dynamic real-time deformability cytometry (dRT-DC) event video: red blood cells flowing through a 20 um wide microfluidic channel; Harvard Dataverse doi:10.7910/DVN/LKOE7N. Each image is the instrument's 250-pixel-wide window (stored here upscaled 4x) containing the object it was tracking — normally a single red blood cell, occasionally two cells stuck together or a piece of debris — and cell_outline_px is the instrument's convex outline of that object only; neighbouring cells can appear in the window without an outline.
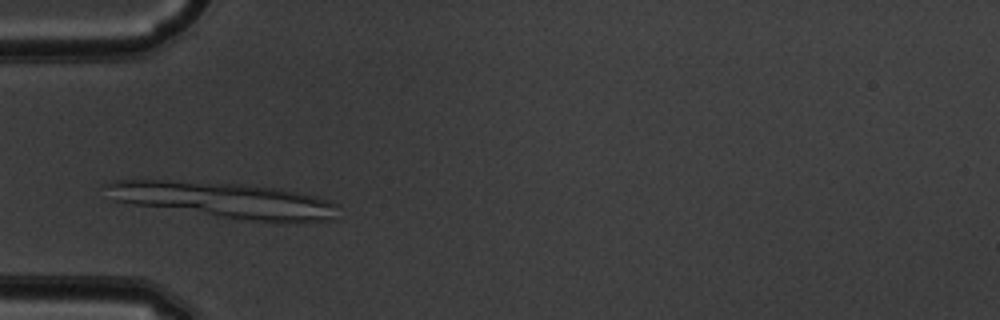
{"species": "common noctule bat (a hibernating species)", "species_latin": "Nyctalus noctula", "temperature_condition": "warm", "stored_images_in_passage": 39, "camera_frame_rate_fps": 3000, "um_per_image_px": 0.085, "animal": {"sex": "male", "body_mass_g": 19.5, "forearm_length_mm": 54.6}, "frame": {"image": 1, "passage_image": 5, "time_ms": 1.333, "image_size_px": [1000, 320], "cell_outline_px": [[336, 220], [244, 220], [136, 204], [116, 200], [100, 184], [112, 180], [168, 180], [244, 184], [280, 188], [300, 192], [316, 196], [328, 200], [336, 204]], "centroid_in_image_um": [19.02, 16.97], "position_along_channel_um": 66.0, "area_um2": 47.4}}
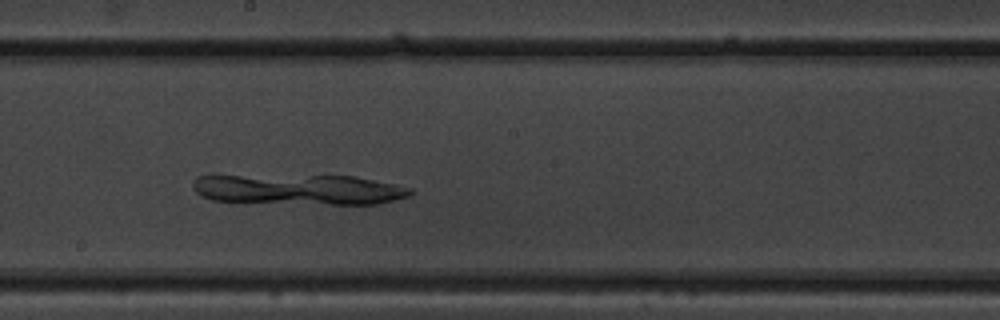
{"frame": {"image": 2, "passage_image": 17, "time_ms": 5.333, "image_size_px": [1000, 320], "cell_outline_px": [[416, 192], [408, 196], [380, 204], [332, 204], [212, 200], [200, 196], [192, 188], [192, 180], [196, 176], [212, 172], [352, 176], [396, 184], [412, 188]], "centroid_in_image_um": [25.23, 16.04], "position_along_channel_um": 223.0, "area_um2": 40.34}}
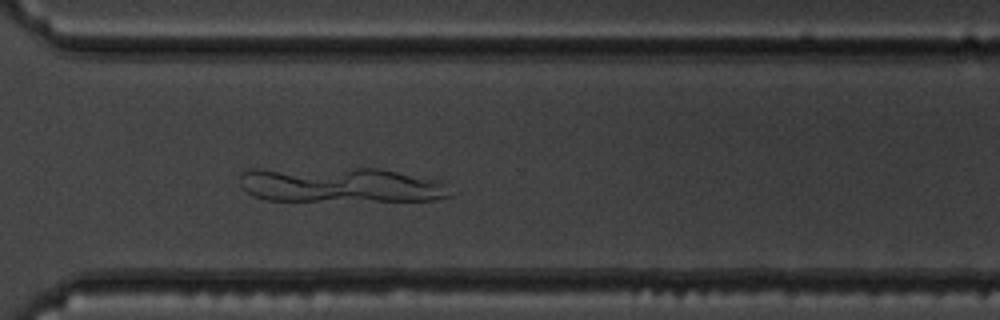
{"frame": {"image": 3, "passage_image": 26, "time_ms": 8.333, "image_size_px": [1000, 320], "cell_outline_px": [[460, 192], [456, 196], [432, 200], [268, 200], [256, 196], [248, 192], [240, 184], [240, 176], [248, 168], [380, 168], [436, 180]], "centroid_in_image_um": [29.01, 15.7], "position_along_channel_um": 341.6, "area_um2": 43.35}}